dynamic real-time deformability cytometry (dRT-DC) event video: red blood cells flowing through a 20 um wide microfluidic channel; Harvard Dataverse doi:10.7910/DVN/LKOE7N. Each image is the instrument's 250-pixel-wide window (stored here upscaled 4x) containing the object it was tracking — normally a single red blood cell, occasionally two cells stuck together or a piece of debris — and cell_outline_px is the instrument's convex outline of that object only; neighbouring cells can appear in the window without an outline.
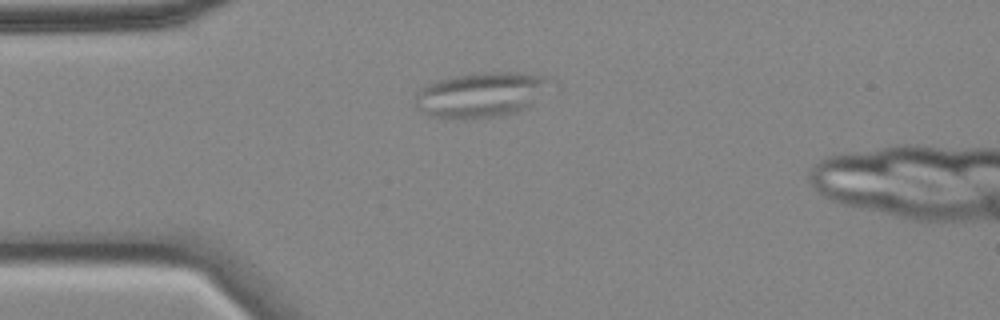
{"species": "common noctule bat (a hibernating species)", "species_latin": "Nyctalus noctula", "temperature_condition": "cold", "stored_images_in_passage": 41, "camera_frame_rate_fps": 3000, "um_per_image_px": 0.085, "animal": {"sex": "female", "body_mass_g": 18.4}, "frame": {"image": 1, "passage_image": 1, "time_ms": 0.0, "image_size_px": [1000, 320], "cell_outline_px": [[560, 88], [524, 108], [516, 112], [500, 116], [468, 120], [464, 120], [432, 116], [416, 108], [416, 92], [420, 88], [428, 84], [440, 80], [456, 76], [476, 72], [520, 72], [548, 76], [556, 80], [560, 84]], "centroid_in_image_um": [41.09, 8.04], "position_along_channel_um": 43.9, "area_um2": 36.88}}
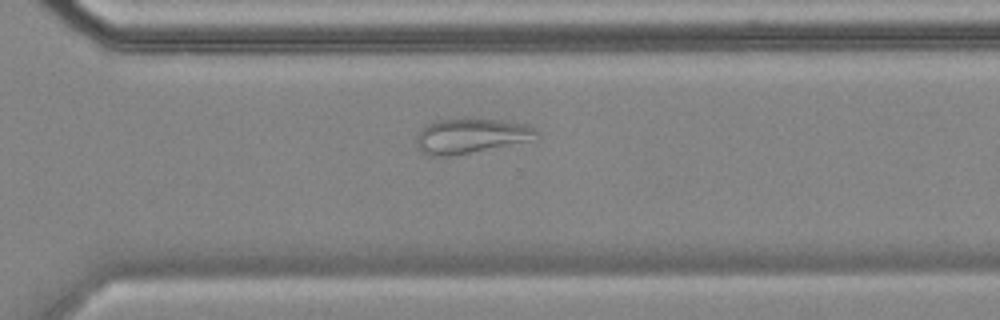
{"frame": {"image": 2, "passage_image": 27, "time_ms": 8.667, "image_size_px": [1000, 320], "cell_outline_px": [[540, 136], [528, 140], [448, 156], [432, 156], [424, 152], [420, 148], [416, 140], [416, 136], [428, 124], [440, 120], [500, 120], [524, 124], [536, 128], [540, 132]], "centroid_in_image_um": [40.05, 11.55], "position_along_channel_um": 330.6, "area_um2": 23.24}}
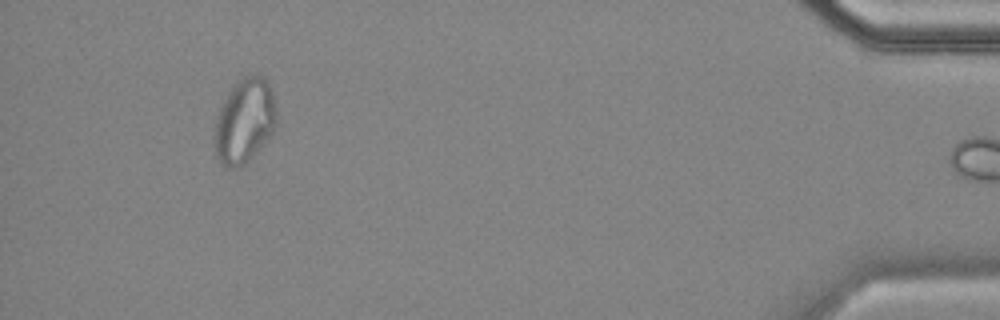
{"frame": {"image": 3, "passage_image": 40, "time_ms": 13.0, "image_size_px": [1000, 320], "cell_outline_px": [[276, 128], [252, 156], [244, 164], [236, 168], [228, 168], [220, 164], [216, 156], [212, 136], [216, 120], [220, 108], [228, 92], [236, 80], [244, 76], [264, 76], [272, 88], [276, 108]], "centroid_in_image_um": [20.76, 10.28], "position_along_channel_um": 414.4, "area_um2": 30.81}, "authors_computed_cell_mechanics": {"area_um2": 27.3972, "velocity_mm_per_s": 3.5176, "shape_relaxation_time_tau1_ms": null, "shape_relaxation_time_tau2_ms": 7.211, "deformation_change_tau1": null, "deformation_change_tau2": 0.1402}}